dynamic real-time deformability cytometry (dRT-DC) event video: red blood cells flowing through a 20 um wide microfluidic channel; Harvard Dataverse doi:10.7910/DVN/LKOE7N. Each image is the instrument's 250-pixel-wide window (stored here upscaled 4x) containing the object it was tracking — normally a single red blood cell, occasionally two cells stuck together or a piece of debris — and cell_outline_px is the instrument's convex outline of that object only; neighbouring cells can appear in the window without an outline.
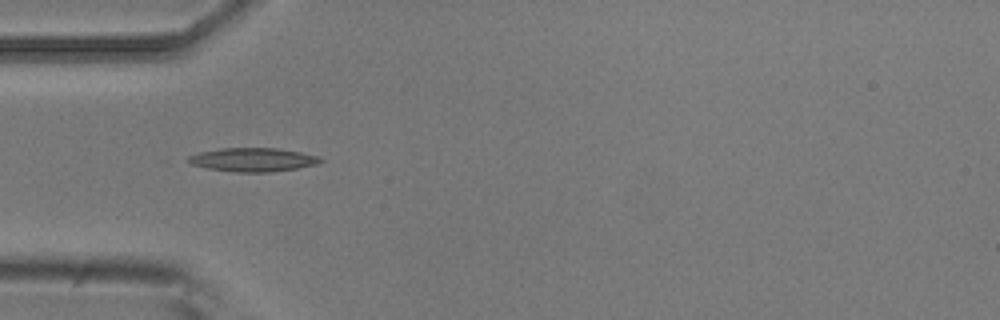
{"species": "common noctule bat (a hibernating species)", "species_latin": "Nyctalus noctula", "temperature_condition": "room temperature", "stored_images_in_passage": 8, "camera_frame_rate_fps": 3000, "um_per_image_px": 0.085, "animal": {"sex": "male", "body_mass_g": 20.5, "forearm_length_mm": 52.5}, "frame": {"image": 1, "passage_image": 4, "time_ms": 1.0, "image_size_px": [1000, 320], "cell_outline_px": [[324, 160], [316, 164], [296, 168], [272, 172], [236, 172], [208, 168], [192, 164], [188, 160], [188, 156], [200, 152], [220, 148], [276, 148], [300, 152], [320, 156]], "centroid_in_image_um": [21.52, 13.57], "position_along_channel_um": 63.5, "area_um2": 18.09}}
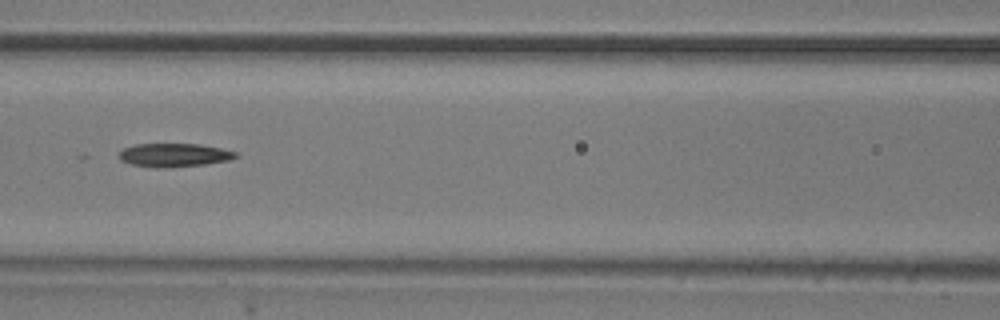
{"frame": {"image": 2, "passage_image": 6, "time_ms": 1.667, "image_size_px": [1000, 320], "cell_outline_px": [[240, 156], [228, 160], [204, 164], [164, 168], [156, 168], [132, 164], [120, 160], [116, 156], [124, 148], [136, 144], [200, 144], [220, 148], [236, 152]], "centroid_in_image_um": [14.78, 13.18], "position_along_channel_um": 151.8, "area_um2": 15.95}}
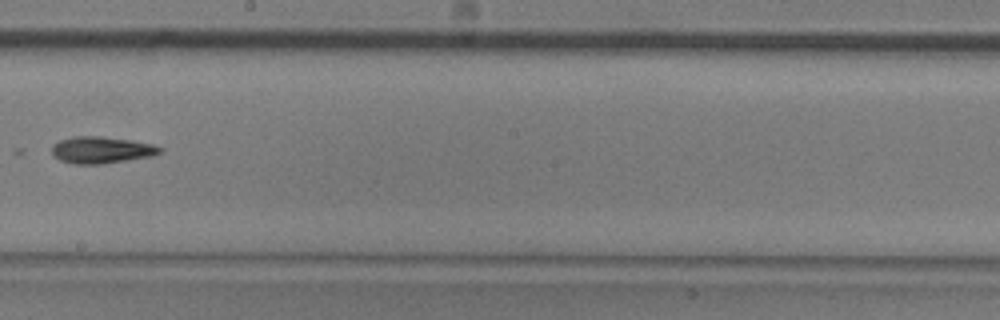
{"frame": {"image": 3, "passage_image": 8, "time_ms": 2.333, "image_size_px": [1000, 320], "cell_outline_px": [[164, 148], [160, 152], [152, 156], [128, 160], [100, 164], [72, 164], [60, 160], [52, 156], [52, 144], [60, 140], [72, 136], [100, 136], [132, 140], [152, 144]], "centroid_in_image_um": [8.59, 12.74], "position_along_channel_um": 239.6, "area_um2": 16.99}}